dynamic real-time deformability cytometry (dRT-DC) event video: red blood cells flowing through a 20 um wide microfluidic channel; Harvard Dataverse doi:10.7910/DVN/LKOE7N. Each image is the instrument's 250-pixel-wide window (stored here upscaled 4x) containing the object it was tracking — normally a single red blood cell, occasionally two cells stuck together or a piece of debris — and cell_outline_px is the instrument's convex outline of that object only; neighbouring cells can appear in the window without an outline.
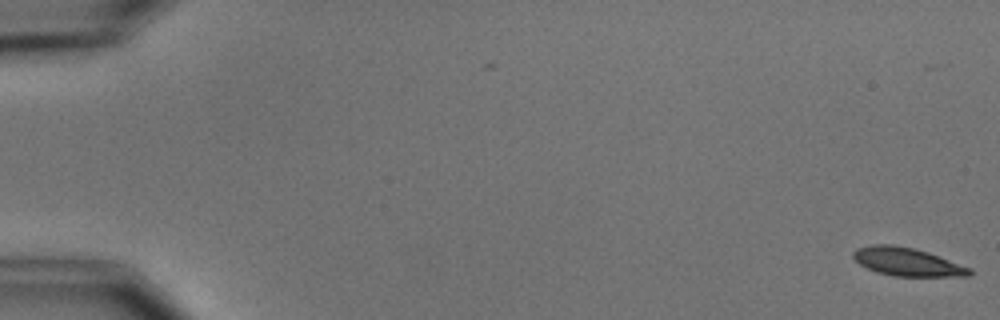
{"species": "common noctule bat (a hibernating species)", "species_latin": "Nyctalus noctula", "temperature_condition": "cold", "stored_images_in_passage": 5, "camera_frame_rate_fps": 3000, "um_per_image_px": 0.085, "animal": {"sex": "male", "body_mass_g": 15.6}, "frame": {"image": 1, "passage_image": 1, "time_ms": 0.0, "image_size_px": [1000, 320], "cell_outline_px": [[972, 276], [892, 276], [876, 272], [860, 264], [852, 256], [852, 252], [856, 248], [872, 244], [892, 244], [916, 248], [928, 252], [972, 268]], "centroid_in_image_um": [77.11, 22.25], "position_along_channel_um": 7.9, "area_um2": 19.31}}
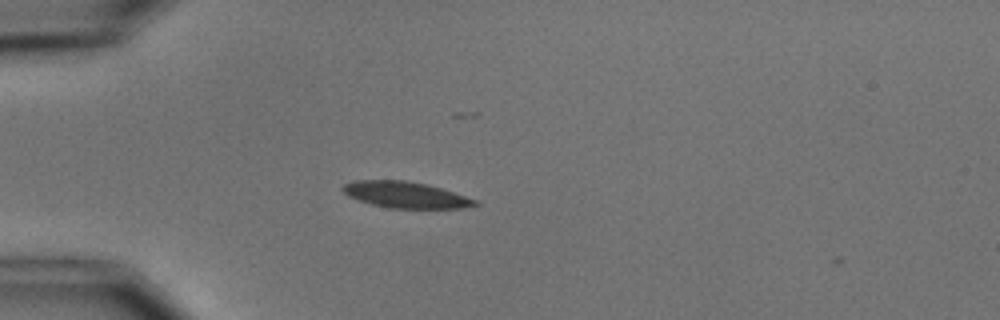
{"frame": {"image": 2, "passage_image": 5, "time_ms": 5.0, "image_size_px": [1000, 320], "cell_outline_px": [[480, 204], [464, 208], [388, 208], [372, 204], [348, 196], [340, 188], [344, 184], [352, 180], [404, 180], [428, 184], [476, 200]], "centroid_in_image_um": [34.43, 16.55], "position_along_channel_um": 50.6, "area_um2": 20.11}}